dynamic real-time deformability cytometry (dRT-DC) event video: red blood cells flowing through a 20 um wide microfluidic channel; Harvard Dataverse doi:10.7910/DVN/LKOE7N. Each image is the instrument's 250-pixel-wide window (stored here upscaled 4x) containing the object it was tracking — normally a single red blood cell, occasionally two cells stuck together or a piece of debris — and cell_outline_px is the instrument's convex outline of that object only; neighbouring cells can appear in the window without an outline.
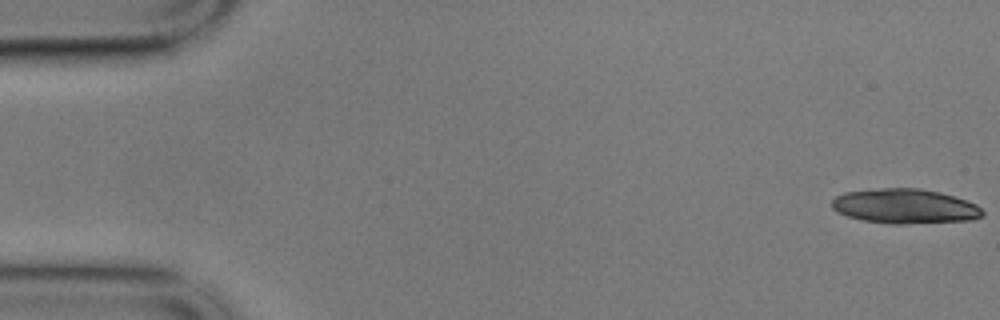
{"species": "common noctule bat (a hibernating species)", "species_latin": "Nyctalus noctula", "temperature_condition": "cold", "stored_images_in_passage": 17, "camera_frame_rate_fps": 3000, "um_per_image_px": 0.085, "animal": {"sex": "male", "body_mass_g": 17.9}, "frame": {"image": 1, "passage_image": 1, "time_ms": 0.0, "image_size_px": [1000, 320], "cell_outline_px": [[984, 216], [972, 220], [904, 224], [888, 224], [864, 220], [848, 216], [836, 212], [832, 208], [832, 200], [836, 196], [844, 192], [880, 188], [920, 188], [940, 192], [956, 196], [976, 204], [984, 212]], "centroid_in_image_um": [76.93, 17.53], "position_along_channel_um": 8.1, "area_um2": 30.69}}